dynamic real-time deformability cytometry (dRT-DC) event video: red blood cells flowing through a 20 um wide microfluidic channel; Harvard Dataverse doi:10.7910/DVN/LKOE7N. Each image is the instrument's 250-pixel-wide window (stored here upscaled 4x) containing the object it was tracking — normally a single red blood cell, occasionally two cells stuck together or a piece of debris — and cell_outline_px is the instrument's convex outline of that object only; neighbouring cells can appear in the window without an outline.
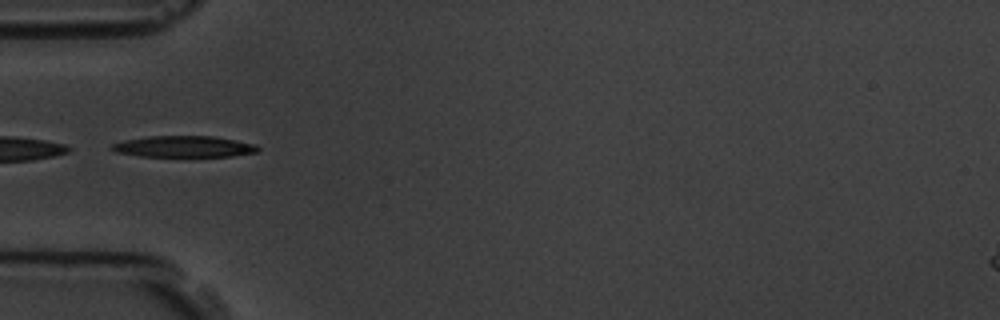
{"species": "common noctule bat (a hibernating species)", "species_latin": "Nyctalus noctula", "temperature_condition": "room temperature", "stored_images_in_passage": 38, "camera_frame_rate_fps": 3000, "um_per_image_px": 0.085, "animal": {"sex": "male", "body_mass_g": 19.5, "forearm_length_mm": 54.6}, "frame": {"image": 1, "passage_image": 1, "time_ms": 0.0, "image_size_px": [1000, 320], "cell_outline_px": [[260, 148], [256, 152], [232, 156], [140, 156], [116, 152], [108, 148], [112, 144], [128, 140], [148, 136], [212, 136], [236, 140], [256, 144]], "centroid_in_image_um": [15.64, 12.46], "position_along_channel_um": 69.4, "area_um2": 17.98}, "authors_computed_cell_mechanics": {"area_um2": 18.6405, "velocity_mm_per_s": 3.6359, "shape_relaxation_time_tau1_ms": 3.2351, "shape_relaxation_time_tau2_ms": 9.2392, "deformation_change_tau1": 0.1613, "deformation_change_tau2": 0.2102}}